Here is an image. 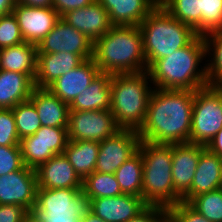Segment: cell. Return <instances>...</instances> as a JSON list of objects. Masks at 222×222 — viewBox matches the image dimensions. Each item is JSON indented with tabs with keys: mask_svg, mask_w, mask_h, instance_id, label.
<instances>
[{
	"mask_svg": "<svg viewBox=\"0 0 222 222\" xmlns=\"http://www.w3.org/2000/svg\"><path fill=\"white\" fill-rule=\"evenodd\" d=\"M195 91L154 88L147 116L138 131L142 141L164 144L190 143Z\"/></svg>",
	"mask_w": 222,
	"mask_h": 222,
	"instance_id": "6da1fadb",
	"label": "cell"
},
{
	"mask_svg": "<svg viewBox=\"0 0 222 222\" xmlns=\"http://www.w3.org/2000/svg\"><path fill=\"white\" fill-rule=\"evenodd\" d=\"M203 60L206 61V46L203 36L198 35L184 48L157 59L147 71L154 88L195 91L209 85Z\"/></svg>",
	"mask_w": 222,
	"mask_h": 222,
	"instance_id": "7a4b0ae2",
	"label": "cell"
},
{
	"mask_svg": "<svg viewBox=\"0 0 222 222\" xmlns=\"http://www.w3.org/2000/svg\"><path fill=\"white\" fill-rule=\"evenodd\" d=\"M93 59L100 72L139 73L147 70L139 26L113 25L93 45Z\"/></svg>",
	"mask_w": 222,
	"mask_h": 222,
	"instance_id": "3957f363",
	"label": "cell"
},
{
	"mask_svg": "<svg viewBox=\"0 0 222 222\" xmlns=\"http://www.w3.org/2000/svg\"><path fill=\"white\" fill-rule=\"evenodd\" d=\"M151 84L147 70L112 75L110 111L120 128L139 131L143 126L154 89Z\"/></svg>",
	"mask_w": 222,
	"mask_h": 222,
	"instance_id": "277c9868",
	"label": "cell"
},
{
	"mask_svg": "<svg viewBox=\"0 0 222 222\" xmlns=\"http://www.w3.org/2000/svg\"><path fill=\"white\" fill-rule=\"evenodd\" d=\"M142 198L147 205L169 208L182 201L172 182V144L142 141Z\"/></svg>",
	"mask_w": 222,
	"mask_h": 222,
	"instance_id": "5b68a950",
	"label": "cell"
},
{
	"mask_svg": "<svg viewBox=\"0 0 222 222\" xmlns=\"http://www.w3.org/2000/svg\"><path fill=\"white\" fill-rule=\"evenodd\" d=\"M147 69L157 60L190 44L198 34L158 4L139 25Z\"/></svg>",
	"mask_w": 222,
	"mask_h": 222,
	"instance_id": "8992f818",
	"label": "cell"
},
{
	"mask_svg": "<svg viewBox=\"0 0 222 222\" xmlns=\"http://www.w3.org/2000/svg\"><path fill=\"white\" fill-rule=\"evenodd\" d=\"M222 129V86L195 90L190 143L207 146Z\"/></svg>",
	"mask_w": 222,
	"mask_h": 222,
	"instance_id": "52a82bcc",
	"label": "cell"
},
{
	"mask_svg": "<svg viewBox=\"0 0 222 222\" xmlns=\"http://www.w3.org/2000/svg\"><path fill=\"white\" fill-rule=\"evenodd\" d=\"M91 199L82 188H37L32 211L37 219H80L90 211Z\"/></svg>",
	"mask_w": 222,
	"mask_h": 222,
	"instance_id": "ba28073f",
	"label": "cell"
},
{
	"mask_svg": "<svg viewBox=\"0 0 222 222\" xmlns=\"http://www.w3.org/2000/svg\"><path fill=\"white\" fill-rule=\"evenodd\" d=\"M68 142L67 128L45 127L20 140L23 164L36 170L57 154L64 153Z\"/></svg>",
	"mask_w": 222,
	"mask_h": 222,
	"instance_id": "9c48e42d",
	"label": "cell"
},
{
	"mask_svg": "<svg viewBox=\"0 0 222 222\" xmlns=\"http://www.w3.org/2000/svg\"><path fill=\"white\" fill-rule=\"evenodd\" d=\"M120 129L110 110L69 111L68 140L101 142Z\"/></svg>",
	"mask_w": 222,
	"mask_h": 222,
	"instance_id": "30bf717a",
	"label": "cell"
},
{
	"mask_svg": "<svg viewBox=\"0 0 222 222\" xmlns=\"http://www.w3.org/2000/svg\"><path fill=\"white\" fill-rule=\"evenodd\" d=\"M140 142L138 131L122 128L99 142L95 171L115 174L116 170L138 151Z\"/></svg>",
	"mask_w": 222,
	"mask_h": 222,
	"instance_id": "8fae6325",
	"label": "cell"
},
{
	"mask_svg": "<svg viewBox=\"0 0 222 222\" xmlns=\"http://www.w3.org/2000/svg\"><path fill=\"white\" fill-rule=\"evenodd\" d=\"M93 45L85 34L60 18L37 47L38 54L70 52L87 60L93 58Z\"/></svg>",
	"mask_w": 222,
	"mask_h": 222,
	"instance_id": "7c38bea8",
	"label": "cell"
},
{
	"mask_svg": "<svg viewBox=\"0 0 222 222\" xmlns=\"http://www.w3.org/2000/svg\"><path fill=\"white\" fill-rule=\"evenodd\" d=\"M36 171L25 165L14 172L0 176V205H21L32 213L36 204Z\"/></svg>",
	"mask_w": 222,
	"mask_h": 222,
	"instance_id": "4fadbf2b",
	"label": "cell"
},
{
	"mask_svg": "<svg viewBox=\"0 0 222 222\" xmlns=\"http://www.w3.org/2000/svg\"><path fill=\"white\" fill-rule=\"evenodd\" d=\"M12 12L24 41L37 46L61 18L53 7L38 8L15 3Z\"/></svg>",
	"mask_w": 222,
	"mask_h": 222,
	"instance_id": "5bb4252c",
	"label": "cell"
},
{
	"mask_svg": "<svg viewBox=\"0 0 222 222\" xmlns=\"http://www.w3.org/2000/svg\"><path fill=\"white\" fill-rule=\"evenodd\" d=\"M61 19L85 34L93 43L113 26L107 10L97 0L83 8L68 11Z\"/></svg>",
	"mask_w": 222,
	"mask_h": 222,
	"instance_id": "9a60e30c",
	"label": "cell"
},
{
	"mask_svg": "<svg viewBox=\"0 0 222 222\" xmlns=\"http://www.w3.org/2000/svg\"><path fill=\"white\" fill-rule=\"evenodd\" d=\"M147 206L140 196L121 194L91 199L90 211L106 222H127Z\"/></svg>",
	"mask_w": 222,
	"mask_h": 222,
	"instance_id": "2e32d148",
	"label": "cell"
},
{
	"mask_svg": "<svg viewBox=\"0 0 222 222\" xmlns=\"http://www.w3.org/2000/svg\"><path fill=\"white\" fill-rule=\"evenodd\" d=\"M205 148L192 143L172 144V182L181 197L191 188L200 154Z\"/></svg>",
	"mask_w": 222,
	"mask_h": 222,
	"instance_id": "e0dca14e",
	"label": "cell"
},
{
	"mask_svg": "<svg viewBox=\"0 0 222 222\" xmlns=\"http://www.w3.org/2000/svg\"><path fill=\"white\" fill-rule=\"evenodd\" d=\"M100 73L93 58L84 60L76 68L60 76L47 89L70 105L77 95L83 93Z\"/></svg>",
	"mask_w": 222,
	"mask_h": 222,
	"instance_id": "ac0fdd59",
	"label": "cell"
},
{
	"mask_svg": "<svg viewBox=\"0 0 222 222\" xmlns=\"http://www.w3.org/2000/svg\"><path fill=\"white\" fill-rule=\"evenodd\" d=\"M35 171L37 188H82L83 180L75 172L64 153L54 155Z\"/></svg>",
	"mask_w": 222,
	"mask_h": 222,
	"instance_id": "d6986e66",
	"label": "cell"
},
{
	"mask_svg": "<svg viewBox=\"0 0 222 222\" xmlns=\"http://www.w3.org/2000/svg\"><path fill=\"white\" fill-rule=\"evenodd\" d=\"M222 159L205 148L199 157L191 188L182 196L188 203L193 197L221 188Z\"/></svg>",
	"mask_w": 222,
	"mask_h": 222,
	"instance_id": "ffe728a7",
	"label": "cell"
},
{
	"mask_svg": "<svg viewBox=\"0 0 222 222\" xmlns=\"http://www.w3.org/2000/svg\"><path fill=\"white\" fill-rule=\"evenodd\" d=\"M84 60L70 52L38 54L35 87L48 88L60 76L76 68Z\"/></svg>",
	"mask_w": 222,
	"mask_h": 222,
	"instance_id": "44dd1931",
	"label": "cell"
},
{
	"mask_svg": "<svg viewBox=\"0 0 222 222\" xmlns=\"http://www.w3.org/2000/svg\"><path fill=\"white\" fill-rule=\"evenodd\" d=\"M29 100L34 104L42 126L68 128L69 105L49 89L35 87Z\"/></svg>",
	"mask_w": 222,
	"mask_h": 222,
	"instance_id": "7402d4cb",
	"label": "cell"
},
{
	"mask_svg": "<svg viewBox=\"0 0 222 222\" xmlns=\"http://www.w3.org/2000/svg\"><path fill=\"white\" fill-rule=\"evenodd\" d=\"M108 12L113 25L139 26L159 4L157 0H97Z\"/></svg>",
	"mask_w": 222,
	"mask_h": 222,
	"instance_id": "603a6c76",
	"label": "cell"
},
{
	"mask_svg": "<svg viewBox=\"0 0 222 222\" xmlns=\"http://www.w3.org/2000/svg\"><path fill=\"white\" fill-rule=\"evenodd\" d=\"M111 79L112 74L100 72L85 91L76 96L69 105V110H110L112 98L110 87Z\"/></svg>",
	"mask_w": 222,
	"mask_h": 222,
	"instance_id": "cb8c5ba5",
	"label": "cell"
},
{
	"mask_svg": "<svg viewBox=\"0 0 222 222\" xmlns=\"http://www.w3.org/2000/svg\"><path fill=\"white\" fill-rule=\"evenodd\" d=\"M34 88L29 75L0 69V109H12L28 101Z\"/></svg>",
	"mask_w": 222,
	"mask_h": 222,
	"instance_id": "d4e9b609",
	"label": "cell"
},
{
	"mask_svg": "<svg viewBox=\"0 0 222 222\" xmlns=\"http://www.w3.org/2000/svg\"><path fill=\"white\" fill-rule=\"evenodd\" d=\"M37 58V45L24 41L0 49V69L24 73L34 80L37 71Z\"/></svg>",
	"mask_w": 222,
	"mask_h": 222,
	"instance_id": "484cf974",
	"label": "cell"
},
{
	"mask_svg": "<svg viewBox=\"0 0 222 222\" xmlns=\"http://www.w3.org/2000/svg\"><path fill=\"white\" fill-rule=\"evenodd\" d=\"M99 152V142L68 140L64 155L83 180L95 171Z\"/></svg>",
	"mask_w": 222,
	"mask_h": 222,
	"instance_id": "4316f807",
	"label": "cell"
},
{
	"mask_svg": "<svg viewBox=\"0 0 222 222\" xmlns=\"http://www.w3.org/2000/svg\"><path fill=\"white\" fill-rule=\"evenodd\" d=\"M115 176L123 194L142 197L143 159L140 149L116 170Z\"/></svg>",
	"mask_w": 222,
	"mask_h": 222,
	"instance_id": "83f0119b",
	"label": "cell"
},
{
	"mask_svg": "<svg viewBox=\"0 0 222 222\" xmlns=\"http://www.w3.org/2000/svg\"><path fill=\"white\" fill-rule=\"evenodd\" d=\"M159 4L175 19L191 26L198 35H202L200 0H160Z\"/></svg>",
	"mask_w": 222,
	"mask_h": 222,
	"instance_id": "f1b7e54d",
	"label": "cell"
},
{
	"mask_svg": "<svg viewBox=\"0 0 222 222\" xmlns=\"http://www.w3.org/2000/svg\"><path fill=\"white\" fill-rule=\"evenodd\" d=\"M203 39L206 46L207 63L205 64L208 83L222 86V30L208 33L203 36Z\"/></svg>",
	"mask_w": 222,
	"mask_h": 222,
	"instance_id": "f546056e",
	"label": "cell"
},
{
	"mask_svg": "<svg viewBox=\"0 0 222 222\" xmlns=\"http://www.w3.org/2000/svg\"><path fill=\"white\" fill-rule=\"evenodd\" d=\"M82 191L90 199L115 197L122 193L115 174L94 171L82 181Z\"/></svg>",
	"mask_w": 222,
	"mask_h": 222,
	"instance_id": "4dcf8cb0",
	"label": "cell"
},
{
	"mask_svg": "<svg viewBox=\"0 0 222 222\" xmlns=\"http://www.w3.org/2000/svg\"><path fill=\"white\" fill-rule=\"evenodd\" d=\"M19 139L34 135L42 126L34 104L28 100L12 108Z\"/></svg>",
	"mask_w": 222,
	"mask_h": 222,
	"instance_id": "1f68e13d",
	"label": "cell"
},
{
	"mask_svg": "<svg viewBox=\"0 0 222 222\" xmlns=\"http://www.w3.org/2000/svg\"><path fill=\"white\" fill-rule=\"evenodd\" d=\"M188 204L211 222H222V189L199 194Z\"/></svg>",
	"mask_w": 222,
	"mask_h": 222,
	"instance_id": "d6a6232c",
	"label": "cell"
},
{
	"mask_svg": "<svg viewBox=\"0 0 222 222\" xmlns=\"http://www.w3.org/2000/svg\"><path fill=\"white\" fill-rule=\"evenodd\" d=\"M202 36L222 30V0H200Z\"/></svg>",
	"mask_w": 222,
	"mask_h": 222,
	"instance_id": "836d02e7",
	"label": "cell"
},
{
	"mask_svg": "<svg viewBox=\"0 0 222 222\" xmlns=\"http://www.w3.org/2000/svg\"><path fill=\"white\" fill-rule=\"evenodd\" d=\"M24 42L18 21L13 12L0 15V49Z\"/></svg>",
	"mask_w": 222,
	"mask_h": 222,
	"instance_id": "e575fe53",
	"label": "cell"
},
{
	"mask_svg": "<svg viewBox=\"0 0 222 222\" xmlns=\"http://www.w3.org/2000/svg\"><path fill=\"white\" fill-rule=\"evenodd\" d=\"M12 109H0V146H20Z\"/></svg>",
	"mask_w": 222,
	"mask_h": 222,
	"instance_id": "d590c367",
	"label": "cell"
},
{
	"mask_svg": "<svg viewBox=\"0 0 222 222\" xmlns=\"http://www.w3.org/2000/svg\"><path fill=\"white\" fill-rule=\"evenodd\" d=\"M24 166L20 146H0V176Z\"/></svg>",
	"mask_w": 222,
	"mask_h": 222,
	"instance_id": "8d00e7d4",
	"label": "cell"
},
{
	"mask_svg": "<svg viewBox=\"0 0 222 222\" xmlns=\"http://www.w3.org/2000/svg\"><path fill=\"white\" fill-rule=\"evenodd\" d=\"M169 222H211L183 201L168 208Z\"/></svg>",
	"mask_w": 222,
	"mask_h": 222,
	"instance_id": "74e56055",
	"label": "cell"
},
{
	"mask_svg": "<svg viewBox=\"0 0 222 222\" xmlns=\"http://www.w3.org/2000/svg\"><path fill=\"white\" fill-rule=\"evenodd\" d=\"M127 222H169L168 208L148 205L136 217Z\"/></svg>",
	"mask_w": 222,
	"mask_h": 222,
	"instance_id": "f35d334b",
	"label": "cell"
},
{
	"mask_svg": "<svg viewBox=\"0 0 222 222\" xmlns=\"http://www.w3.org/2000/svg\"><path fill=\"white\" fill-rule=\"evenodd\" d=\"M28 214L21 205H0V222H22Z\"/></svg>",
	"mask_w": 222,
	"mask_h": 222,
	"instance_id": "ab89813d",
	"label": "cell"
},
{
	"mask_svg": "<svg viewBox=\"0 0 222 222\" xmlns=\"http://www.w3.org/2000/svg\"><path fill=\"white\" fill-rule=\"evenodd\" d=\"M94 1L95 0H53V8L61 17L70 10L83 8Z\"/></svg>",
	"mask_w": 222,
	"mask_h": 222,
	"instance_id": "60d3db41",
	"label": "cell"
},
{
	"mask_svg": "<svg viewBox=\"0 0 222 222\" xmlns=\"http://www.w3.org/2000/svg\"><path fill=\"white\" fill-rule=\"evenodd\" d=\"M206 148L222 159V129L214 136Z\"/></svg>",
	"mask_w": 222,
	"mask_h": 222,
	"instance_id": "b9f144b4",
	"label": "cell"
},
{
	"mask_svg": "<svg viewBox=\"0 0 222 222\" xmlns=\"http://www.w3.org/2000/svg\"><path fill=\"white\" fill-rule=\"evenodd\" d=\"M15 2L29 7H38V8L53 7V0H15Z\"/></svg>",
	"mask_w": 222,
	"mask_h": 222,
	"instance_id": "7bdbcfd3",
	"label": "cell"
},
{
	"mask_svg": "<svg viewBox=\"0 0 222 222\" xmlns=\"http://www.w3.org/2000/svg\"><path fill=\"white\" fill-rule=\"evenodd\" d=\"M15 3V0H0V15L11 13Z\"/></svg>",
	"mask_w": 222,
	"mask_h": 222,
	"instance_id": "ee69618b",
	"label": "cell"
},
{
	"mask_svg": "<svg viewBox=\"0 0 222 222\" xmlns=\"http://www.w3.org/2000/svg\"><path fill=\"white\" fill-rule=\"evenodd\" d=\"M80 222H106V221L102 220L92 211H89L86 215L80 218Z\"/></svg>",
	"mask_w": 222,
	"mask_h": 222,
	"instance_id": "f6af8a7d",
	"label": "cell"
},
{
	"mask_svg": "<svg viewBox=\"0 0 222 222\" xmlns=\"http://www.w3.org/2000/svg\"><path fill=\"white\" fill-rule=\"evenodd\" d=\"M39 222H80V219H38Z\"/></svg>",
	"mask_w": 222,
	"mask_h": 222,
	"instance_id": "bcb514c9",
	"label": "cell"
},
{
	"mask_svg": "<svg viewBox=\"0 0 222 222\" xmlns=\"http://www.w3.org/2000/svg\"><path fill=\"white\" fill-rule=\"evenodd\" d=\"M22 222H39V220L33 215L29 213L28 216Z\"/></svg>",
	"mask_w": 222,
	"mask_h": 222,
	"instance_id": "7dc6e473",
	"label": "cell"
}]
</instances>
